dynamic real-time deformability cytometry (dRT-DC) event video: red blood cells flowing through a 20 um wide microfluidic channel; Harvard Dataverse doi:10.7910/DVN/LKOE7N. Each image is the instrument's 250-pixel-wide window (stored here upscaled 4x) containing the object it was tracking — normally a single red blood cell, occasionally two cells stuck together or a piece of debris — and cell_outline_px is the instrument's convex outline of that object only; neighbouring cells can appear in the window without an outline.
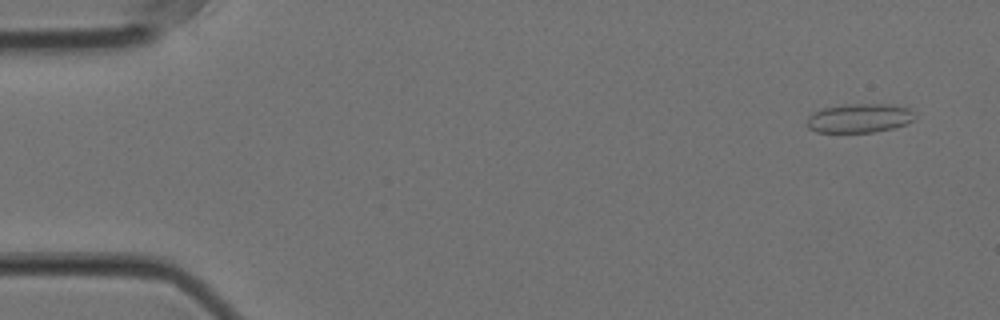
{"species": "Egyptian fruit bat (a non-hibernating species)", "species_latin": "Rousettus aegyptiacus", "temperature_condition": "cold", "stored_images_in_passage": 21, "camera_frame_rate_fps": 3000, "um_per_image_px": 0.085, "animal": {"sex": "female"}, "frame": {"image": 1, "passage_image": 3, "time_ms": 0.667, "image_size_px": [1000, 320], "cell_outline_px": [[916, 116], [912, 120], [904, 124], [892, 128], [872, 132], [816, 132], [808, 128], [808, 116], [812, 112], [824, 108], [848, 104], [888, 104], [908, 108]], "centroid_in_image_um": [73.02, 10.04], "position_along_channel_um": 12.0, "area_um2": 18.03}}
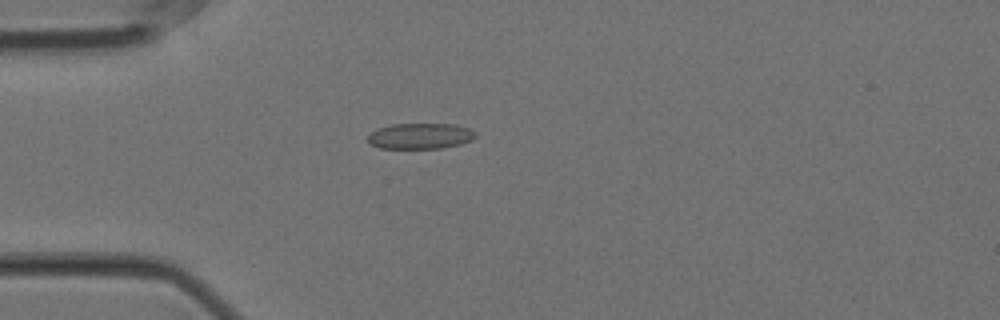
{"frame": {"image": 2, "passage_image": 15, "time_ms": 4.667, "image_size_px": [1000, 320], "cell_outline_px": [[476, 136], [472, 140], [460, 144], [440, 148], [380, 148], [372, 144], [368, 140], [368, 136], [376, 128], [392, 124], [456, 124], [468, 128], [476, 132]], "centroid_in_image_um": [35.74, 11.55], "position_along_channel_um": 49.3, "area_um2": 16.13}}
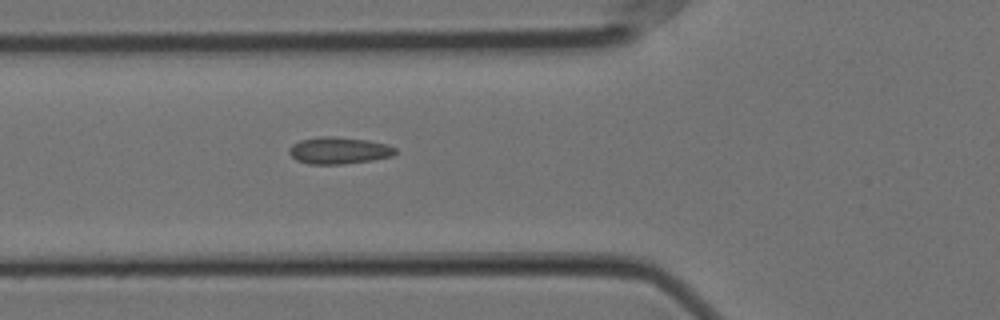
{"frame": {"image": 3, "passage_image": 20, "time_ms": 6.333, "image_size_px": [1000, 320], "cell_outline_px": [[396, 152], [392, 156], [372, 160], [344, 164], [308, 164], [296, 160], [288, 152], [288, 148], [292, 144], [300, 140], [320, 136], [332, 136], [368, 140], [388, 144], [396, 148]], "centroid_in_image_um": [28.79, 12.79], "position_along_channel_um": 97.0, "area_um2": 16.76}}